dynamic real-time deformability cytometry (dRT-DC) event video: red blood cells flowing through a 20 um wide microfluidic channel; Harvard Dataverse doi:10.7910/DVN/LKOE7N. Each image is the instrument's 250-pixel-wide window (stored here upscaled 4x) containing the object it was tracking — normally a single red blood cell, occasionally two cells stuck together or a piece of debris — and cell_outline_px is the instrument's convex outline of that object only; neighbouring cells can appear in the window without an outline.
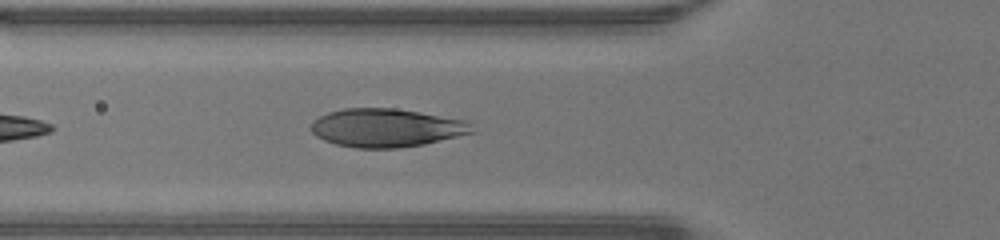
{"species": "human", "species_latin": "Homo sapiens", "temperature_condition": "warm", "stored_images_in_passage": 16, "camera_frame_rate_fps": 3000, "um_per_image_px": 0.085, "donor": {"sex": "male"}, "frame": {"image": 1, "passage_image": 4, "time_ms": 1.0, "image_size_px": [1000, 240], "cell_outline_px": [[476, 132], [424, 144], [396, 148], [356, 148], [336, 144], [324, 140], [316, 136], [312, 132], [312, 120], [328, 112], [344, 108], [396, 108], [468, 120]], "centroid_in_image_um": [32.86, 10.86], "position_along_channel_um": 92.9, "area_um2": 36.13}}
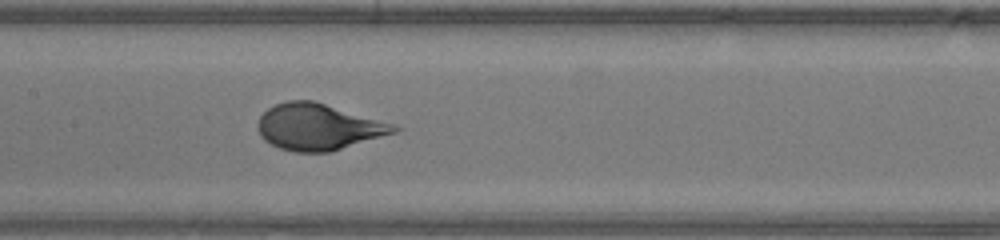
{"frame": {"image": 2, "passage_image": 10, "time_ms": 3.0, "image_size_px": [1000, 240], "cell_outline_px": [[404, 128], [396, 132], [332, 152], [296, 152], [280, 148], [264, 140], [260, 136], [260, 116], [268, 108], [276, 104], [288, 100], [312, 100], [396, 124]], "centroid_in_image_um": [27.12, 10.79], "position_along_channel_um": 180.3, "area_um2": 36.65}}
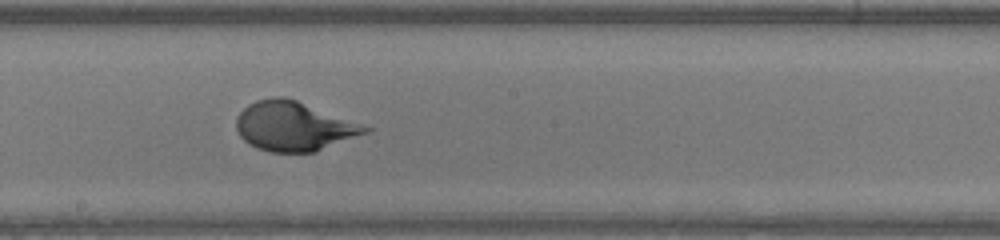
{"frame": {"image": 3, "passage_image": 13, "time_ms": 4.0, "image_size_px": [1000, 240], "cell_outline_px": [[372, 128], [368, 132], [316, 152], [272, 152], [256, 148], [248, 144], [240, 136], [236, 128], [236, 116], [248, 104], [256, 100], [272, 96], [284, 96], [296, 100]], "centroid_in_image_um": [24.93, 10.73], "position_along_channel_um": 223.3, "area_um2": 36.93}}